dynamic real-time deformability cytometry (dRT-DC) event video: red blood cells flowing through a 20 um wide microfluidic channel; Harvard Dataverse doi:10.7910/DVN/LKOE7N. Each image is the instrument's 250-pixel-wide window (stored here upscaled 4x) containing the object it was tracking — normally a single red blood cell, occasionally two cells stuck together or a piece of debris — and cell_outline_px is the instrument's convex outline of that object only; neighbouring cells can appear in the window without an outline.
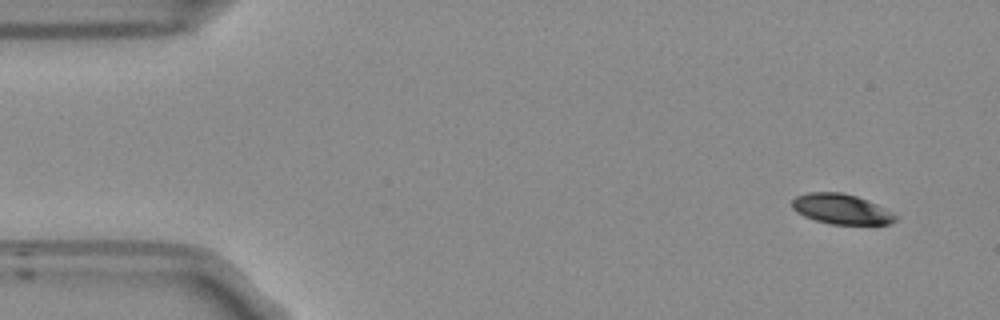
{"species": "Egyptian fruit bat (a non-hibernating species)", "species_latin": "Rousettus aegyptiacus", "temperature_condition": "room temperature", "stored_images_in_passage": 51, "camera_frame_rate_fps": 3000, "um_per_image_px": 0.085, "frame": {"image": 1, "passage_image": 1, "time_ms": 0.0, "image_size_px": [1000, 320], "cell_outline_px": [[896, 220], [888, 224], [832, 224], [816, 220], [804, 216], [792, 208], [792, 200], [796, 196], [808, 192], [840, 192], [856, 196], [868, 200], [876, 204], [896, 216]], "centroid_in_image_um": [71.47, 17.76], "position_along_channel_um": 13.5, "area_um2": 17.86}}
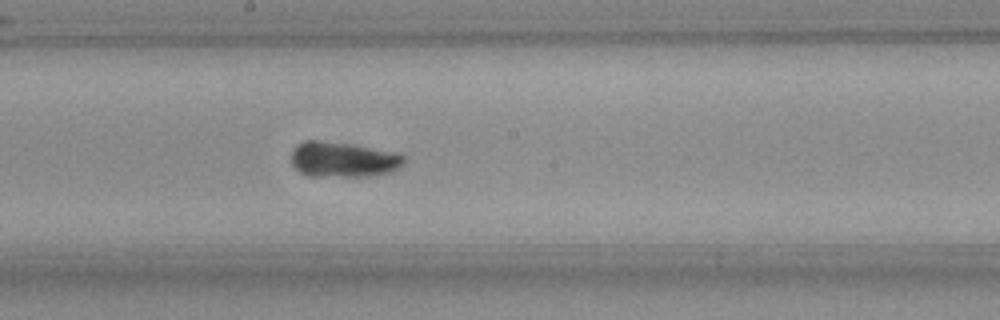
{"frame": {"image": 2, "passage_image": 26, "time_ms": 8.333, "image_size_px": [1000, 320], "cell_outline_px": [[404, 164], [400, 168], [392, 172], [376, 176], [312, 176], [296, 168], [292, 164], [292, 152], [300, 144], [308, 140], [316, 140], [352, 144], [388, 152], [404, 156]], "centroid_in_image_um": [29.2, 13.58], "position_along_channel_um": 219.0, "area_um2": 22.72}}
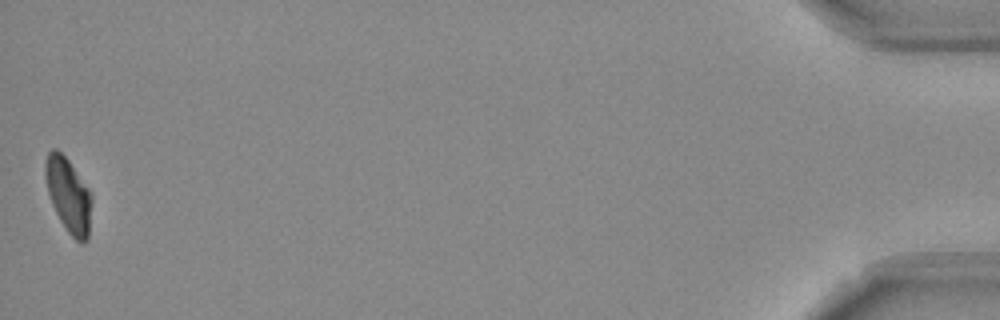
{"frame": {"image": 3, "passage_image": 51, "time_ms": 16.667, "image_size_px": [1000, 320], "cell_outline_px": [[92, 200], [88, 240], [84, 244], [80, 244], [68, 232], [60, 220], [52, 204], [48, 192], [44, 172], [44, 164], [48, 152], [52, 148], [56, 148], [68, 160], [88, 188], [92, 196]], "centroid_in_image_um": [5.82, 16.61], "position_along_channel_um": 429.4, "area_um2": 20.11}, "authors_computed_cell_mechanics": {"area_um2": 20.4612, "velocity_mm_per_s": 3.7394, "shape_relaxation_time_tau1_ms": 3.3658, "shape_relaxation_time_tau2_ms": null, "deformation_change_tau1": 0.1104, "deformation_change_tau2": null}}